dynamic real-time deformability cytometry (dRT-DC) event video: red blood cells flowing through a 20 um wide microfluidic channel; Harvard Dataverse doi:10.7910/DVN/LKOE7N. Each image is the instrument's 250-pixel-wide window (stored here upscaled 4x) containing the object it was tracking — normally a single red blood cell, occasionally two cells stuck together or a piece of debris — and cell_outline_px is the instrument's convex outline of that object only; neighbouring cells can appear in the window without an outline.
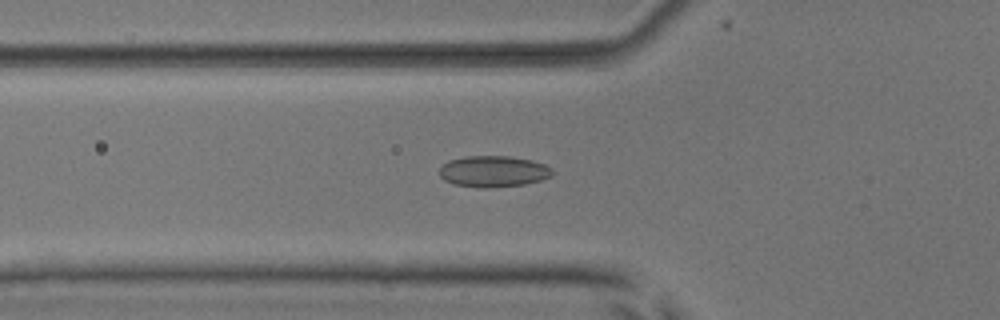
{"species": "common noctule bat (a hibernating species)", "species_latin": "Nyctalus noctula", "temperature_condition": "room temperature", "stored_images_in_passage": 39, "camera_frame_rate_fps": 3000, "um_per_image_px": 0.085, "animal": {"sex": "male", "body_mass_g": 17.9, "forearm_length_mm": 54.2}, "frame": {"image": 1, "passage_image": 5, "time_ms": 1.333, "image_size_px": [1000, 320], "cell_outline_px": [[552, 176], [540, 180], [524, 184], [488, 188], [480, 188], [456, 184], [444, 180], [440, 176], [440, 168], [448, 160], [464, 156], [508, 156], [532, 160], [544, 164], [552, 168]], "centroid_in_image_um": [41.93, 14.56], "position_along_channel_um": 83.9, "area_um2": 20.52}}
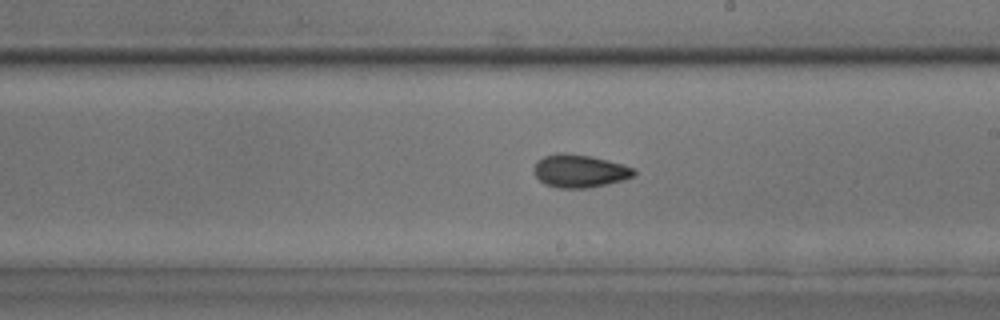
{"frame": {"image": 2, "passage_image": 17, "time_ms": 5.333, "image_size_px": [1000, 320], "cell_outline_px": [[636, 176], [624, 180], [588, 188], [560, 188], [544, 184], [536, 176], [532, 168], [536, 160], [544, 156], [556, 152], [564, 152], [592, 156], [620, 164], [632, 168], [636, 172]], "centroid_in_image_um": [49.22, 14.52], "position_along_channel_um": 239.8, "area_um2": 19.36}}
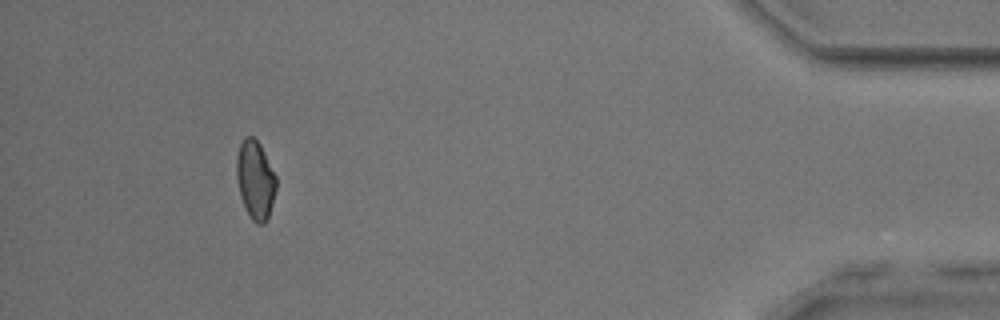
{"frame": {"image": 3, "passage_image": 35, "time_ms": 11.333, "image_size_px": [1000, 320], "cell_outline_px": [[276, 188], [272, 204], [268, 216], [264, 224], [256, 224], [252, 220], [240, 196], [236, 176], [236, 156], [240, 144], [244, 136], [252, 136], [260, 144], [276, 176]], "centroid_in_image_um": [21.69, 15.26], "position_along_channel_um": 413.5, "area_um2": 18.03}, "authors_computed_cell_mechanics": {"area_um2": 18.6694, "velocity_mm_per_s": 3.9028, "shape_relaxation_time_tau1_ms": 8.8191, "shape_relaxation_time_tau2_ms": 2.199, "deformation_change_tau1": 0.1237, "deformation_change_tau2": 0.0562}}